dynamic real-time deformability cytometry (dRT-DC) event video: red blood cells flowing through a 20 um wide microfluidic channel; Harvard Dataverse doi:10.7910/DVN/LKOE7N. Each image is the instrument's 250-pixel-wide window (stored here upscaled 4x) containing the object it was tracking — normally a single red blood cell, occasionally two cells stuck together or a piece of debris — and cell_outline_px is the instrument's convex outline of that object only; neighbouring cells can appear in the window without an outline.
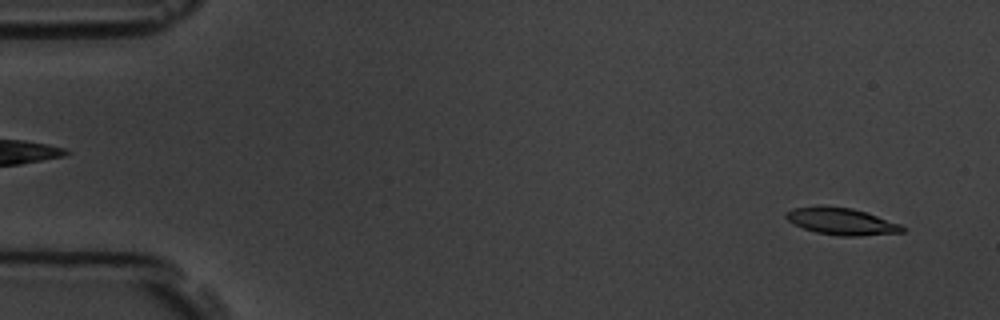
{"species": "common noctule bat (a hibernating species)", "species_latin": "Nyctalus noctula", "temperature_condition": "room temperature", "stored_images_in_passage": 6, "segment_of_instrument_passage": [2, 2], "camera_frame_rate_fps": 3000, "um_per_image_px": 0.085, "animal": {"sex": "male", "body_mass_g": 19.5, "forearm_length_mm": 54.6}, "frame": {"image": 1, "passage_image": 6, "time_ms": 6.0, "image_size_px": [1000, 320], "cell_outline_px": [[904, 232], [860, 236], [840, 236], [816, 232], [804, 228], [788, 220], [784, 216], [784, 212], [792, 208], [820, 204], [852, 208], [900, 224], [904, 228]], "centroid_in_image_um": [71.46, 18.79], "position_along_channel_um": 13.5, "area_um2": 18.32}}